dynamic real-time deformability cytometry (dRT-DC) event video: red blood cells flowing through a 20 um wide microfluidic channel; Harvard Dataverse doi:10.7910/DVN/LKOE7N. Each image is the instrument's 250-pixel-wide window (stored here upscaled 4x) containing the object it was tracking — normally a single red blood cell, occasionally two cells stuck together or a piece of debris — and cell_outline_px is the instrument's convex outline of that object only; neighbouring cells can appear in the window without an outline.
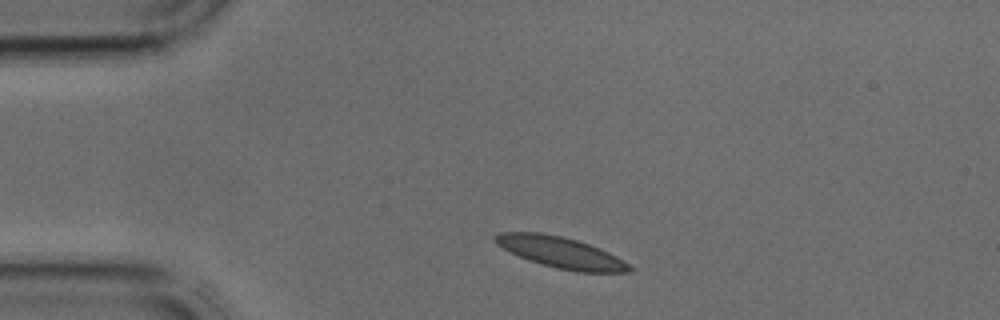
{"species": "common noctule bat (a hibernating species)", "species_latin": "Nyctalus noctula", "temperature_condition": "cold", "stored_images_in_passage": 2, "camera_frame_rate_fps": 3000, "um_per_image_px": 0.085, "animal": {"sex": "male", "body_mass_g": 17.9, "forearm_length_mm": 54.2}, "frame": {"image": 1, "passage_image": 1, "time_ms": 0.0, "image_size_px": [1000, 320], "cell_outline_px": [[632, 268], [628, 272], [576, 272], [556, 268], [540, 264], [528, 260], [496, 244], [496, 236], [500, 232], [540, 232], [560, 236], [576, 240], [588, 244], [608, 252], [624, 260]], "centroid_in_image_um": [47.68, 21.47], "position_along_channel_um": 37.3, "area_um2": 23.93}}